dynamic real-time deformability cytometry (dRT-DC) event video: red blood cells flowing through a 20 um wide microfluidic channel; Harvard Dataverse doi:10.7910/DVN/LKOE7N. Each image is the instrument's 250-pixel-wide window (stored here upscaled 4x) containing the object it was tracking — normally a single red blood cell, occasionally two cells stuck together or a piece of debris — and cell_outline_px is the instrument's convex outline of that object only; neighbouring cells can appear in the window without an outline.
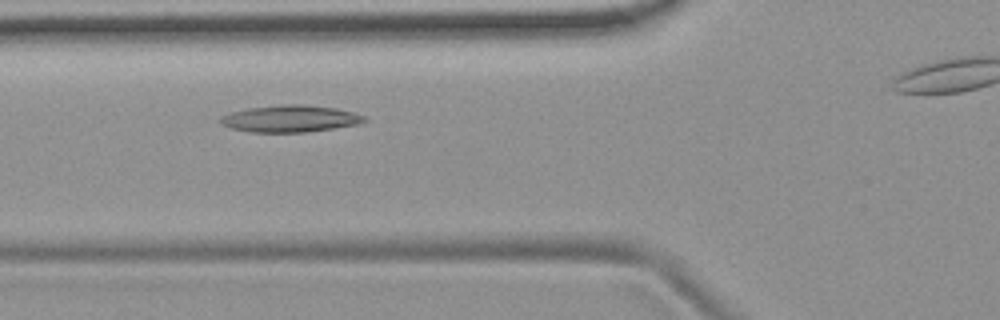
{"species": "common noctule bat (a hibernating species)", "species_latin": "Nyctalus noctula", "temperature_condition": "room temperature", "stored_images_in_passage": 8, "camera_frame_rate_fps": 3000, "um_per_image_px": 0.085, "animal": {"sex": "female", "body_mass_g": 19.9}, "frame": {"image": 1, "passage_image": 4, "time_ms": 3.333, "image_size_px": [1000, 320], "cell_outline_px": [[368, 120], [356, 124], [308, 132], [252, 132], [232, 128], [220, 124], [220, 116], [232, 112], [248, 108], [284, 104], [304, 104], [336, 108], [352, 112], [364, 116]], "centroid_in_image_um": [24.64, 10.08], "position_along_channel_um": 101.2, "area_um2": 22.37}}
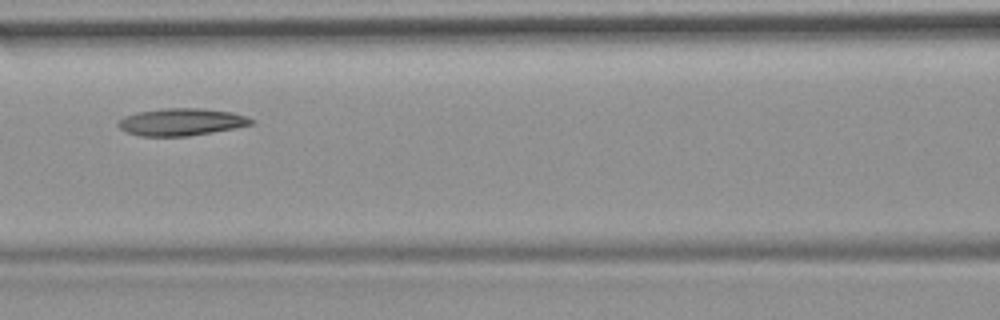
{"frame": {"image": 2, "passage_image": 5, "time_ms": 4.667, "image_size_px": [1000, 320], "cell_outline_px": [[256, 124], [236, 128], [188, 136], [140, 136], [124, 132], [116, 124], [116, 120], [124, 116], [136, 112], [164, 108], [204, 108], [232, 112], [256, 120]], "centroid_in_image_um": [15.4, 10.36], "position_along_channel_um": 151.2, "area_um2": 21.5}}
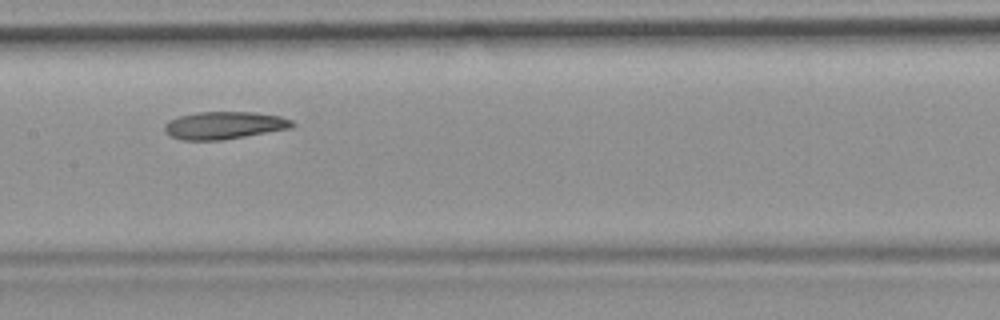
{"frame": {"image": 3, "passage_image": 6, "time_ms": 5.667, "image_size_px": [1000, 320], "cell_outline_px": [[296, 124], [292, 128], [220, 140], [184, 140], [172, 136], [164, 128], [164, 124], [168, 120], [180, 116], [196, 112], [256, 112], [280, 116], [292, 120]], "centroid_in_image_um": [19.09, 10.64], "position_along_channel_um": 188.3, "area_um2": 20.35}}